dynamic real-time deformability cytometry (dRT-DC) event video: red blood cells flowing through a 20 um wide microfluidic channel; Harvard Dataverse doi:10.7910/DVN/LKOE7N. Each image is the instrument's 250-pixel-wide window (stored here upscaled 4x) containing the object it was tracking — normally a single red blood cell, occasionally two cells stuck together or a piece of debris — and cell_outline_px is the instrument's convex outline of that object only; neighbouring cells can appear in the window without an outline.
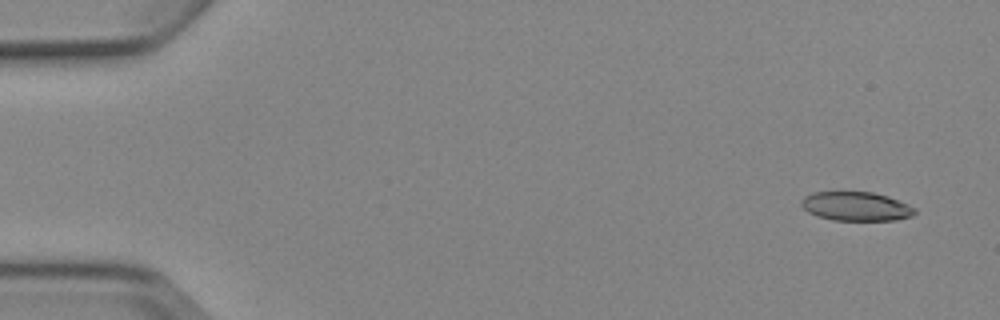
{"species": "Egyptian fruit bat (a non-hibernating species)", "species_latin": "Rousettus aegyptiacus", "temperature_condition": "cold", "stored_images_in_passage": 5, "segment_of_instrument_passage": [2, 2], "camera_frame_rate_fps": 3000, "um_per_image_px": 0.085, "animal": {"sex": "female"}, "frame": {"image": 1, "passage_image": 5, "time_ms": 4.667, "image_size_px": [1000, 320], "cell_outline_px": [[916, 212], [912, 216], [896, 220], [832, 220], [816, 216], [808, 212], [800, 204], [800, 200], [804, 196], [812, 192], [872, 192], [888, 196], [916, 208]], "centroid_in_image_um": [72.74, 17.54], "position_along_channel_um": 12.3, "area_um2": 19.25}}